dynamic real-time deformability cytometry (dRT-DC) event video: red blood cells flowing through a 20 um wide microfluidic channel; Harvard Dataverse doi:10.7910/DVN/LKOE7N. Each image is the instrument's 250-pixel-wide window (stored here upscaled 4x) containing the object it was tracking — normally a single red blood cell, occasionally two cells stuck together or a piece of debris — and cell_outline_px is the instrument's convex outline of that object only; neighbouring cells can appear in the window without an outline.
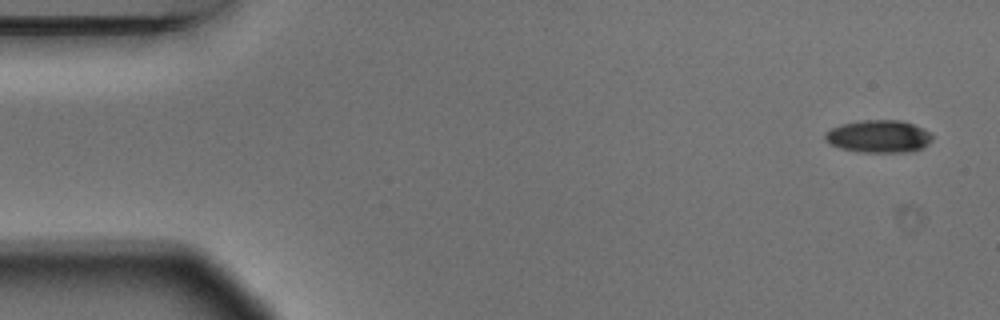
{"species": "Egyptian fruit bat (a non-hibernating species)", "species_latin": "Rousettus aegyptiacus", "temperature_condition": "warm", "stored_images_in_passage": 10, "camera_frame_rate_fps": 3000, "um_per_image_px": 0.085, "animal": {"sex": "male"}, "frame": {"image": 1, "passage_image": 1, "time_ms": 0.0, "image_size_px": [1000, 320], "cell_outline_px": [[932, 140], [928, 144], [912, 152], [864, 152], [840, 148], [824, 140], [824, 132], [840, 124], [860, 120], [904, 120], [924, 128], [932, 136]], "centroid_in_image_um": [74.69, 11.58], "position_along_channel_um": 10.3, "area_um2": 20.46}}
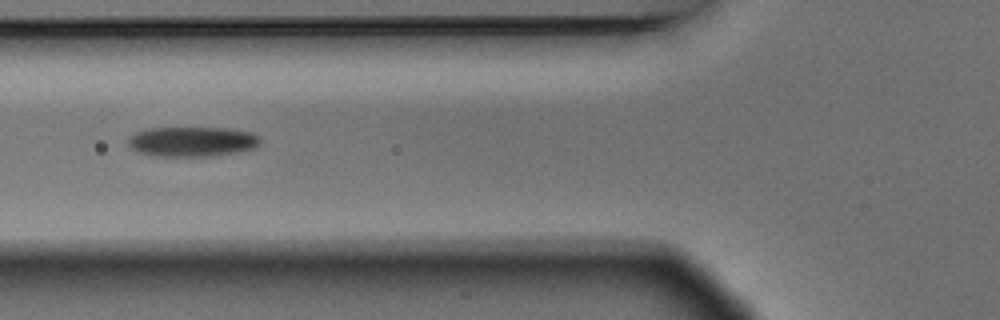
{"frame": {"image": 2, "passage_image": 6, "time_ms": 1.667, "image_size_px": [1000, 320], "cell_outline_px": [[260, 144], [256, 148], [240, 152], [212, 156], [156, 156], [136, 152], [128, 144], [128, 136], [136, 132], [148, 128], [228, 128], [252, 132], [260, 136]], "centroid_in_image_um": [16.36, 12.04], "position_along_channel_um": 109.4, "area_um2": 23.35}}
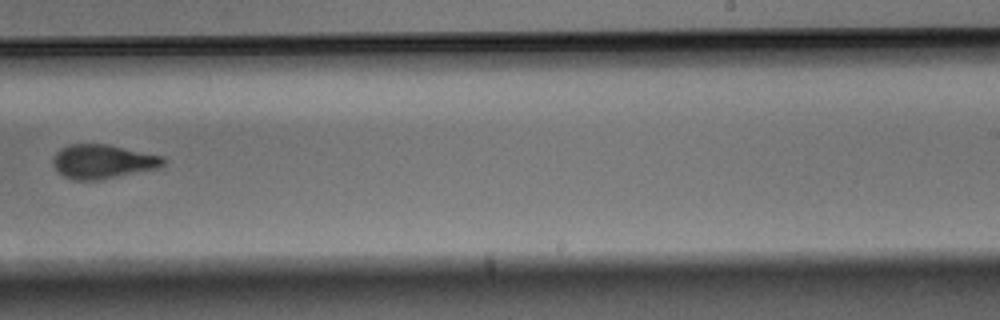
{"frame": {"image": 3, "passage_image": 10, "time_ms": 3.0, "image_size_px": [1000, 320], "cell_outline_px": [[164, 164], [160, 168], [96, 180], [72, 180], [64, 176], [52, 164], [52, 160], [56, 152], [60, 148], [68, 144], [108, 144], [164, 156]], "centroid_in_image_um": [8.73, 13.72], "position_along_channel_um": 280.3, "area_um2": 21.91}}